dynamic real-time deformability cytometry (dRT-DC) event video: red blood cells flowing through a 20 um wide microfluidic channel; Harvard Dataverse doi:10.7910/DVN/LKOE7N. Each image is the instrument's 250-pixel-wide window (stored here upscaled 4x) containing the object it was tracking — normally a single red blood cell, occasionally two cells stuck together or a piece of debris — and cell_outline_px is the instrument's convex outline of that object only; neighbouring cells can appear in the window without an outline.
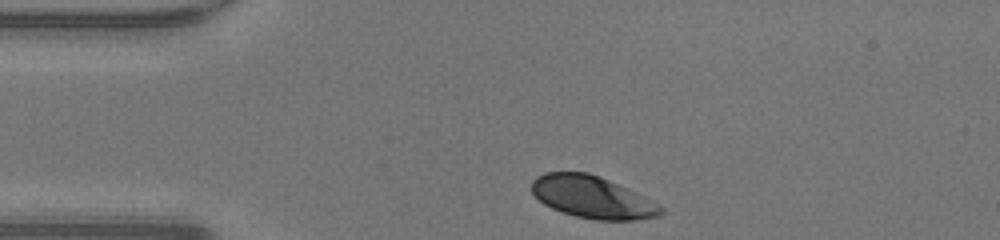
{"species": "human", "species_latin": "Homo sapiens", "temperature_condition": "warm", "stored_images_in_passage": 30, "camera_frame_rate_fps": 3000, "um_per_image_px": 0.085, "donor": {"sex": "male"}, "frame": {"image": 1, "passage_image": 1, "time_ms": 0.0, "image_size_px": [1000, 240], "cell_outline_px": [[664, 212], [660, 216], [636, 220], [596, 220], [576, 216], [552, 208], [544, 204], [532, 192], [532, 180], [536, 176], [544, 172], [588, 172], [600, 176], [636, 192], [660, 204], [664, 208]], "centroid_in_image_um": [50.38, 16.76], "position_along_channel_um": 34.6, "area_um2": 31.79}}
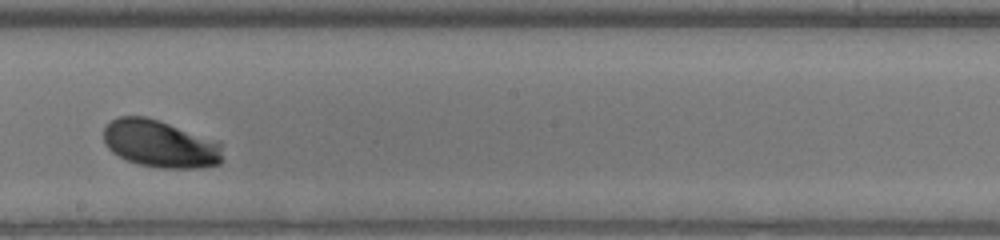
{"frame": {"image": 2, "passage_image": 18, "time_ms": 5.667, "image_size_px": [1000, 240], "cell_outline_px": [[220, 164], [196, 168], [164, 168], [140, 164], [128, 160], [112, 152], [104, 144], [104, 128], [116, 116], [144, 116], [168, 124], [220, 144]], "centroid_in_image_um": [13.52, 12.23], "position_along_channel_um": 234.7, "area_um2": 31.85}}
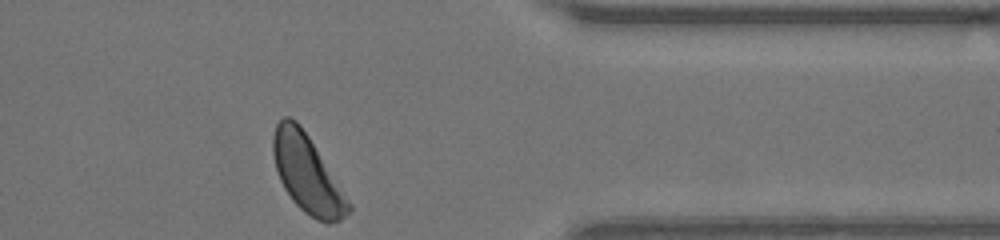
{"frame": {"image": 3, "passage_image": 30, "time_ms": 9.667, "image_size_px": [1000, 240], "cell_outline_px": [[352, 208], [340, 220], [328, 224], [316, 220], [304, 212], [292, 200], [284, 188], [280, 180], [276, 168], [272, 152], [272, 136], [276, 124], [284, 116], [288, 116], [296, 120], [300, 124], [308, 136], [352, 204]], "centroid_in_image_um": [26.1, 14.78], "position_along_channel_um": 385.3, "area_um2": 33.87}, "authors_computed_cell_mechanics": {"area_um2": 32.5992, "velocity_mm_per_s": 4.2218, "shape_relaxation_time_tau1_ms": 2.2227, "shape_relaxation_time_tau2_ms": null, "deformation_change_tau1": 0.1391, "deformation_change_tau2": null}}